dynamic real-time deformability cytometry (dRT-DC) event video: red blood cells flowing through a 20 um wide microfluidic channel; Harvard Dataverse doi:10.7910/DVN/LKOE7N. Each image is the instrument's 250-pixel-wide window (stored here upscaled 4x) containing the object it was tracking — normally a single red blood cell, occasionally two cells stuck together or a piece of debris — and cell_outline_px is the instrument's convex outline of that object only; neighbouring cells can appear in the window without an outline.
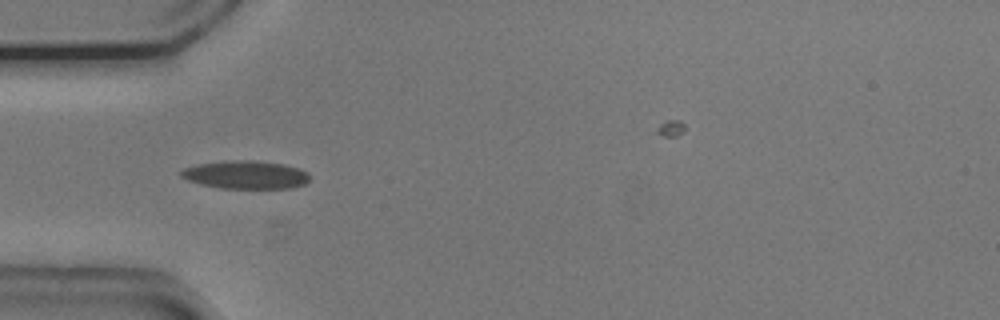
{"species": "common noctule bat (a hibernating species)", "species_latin": "Nyctalus noctula", "temperature_condition": "cold", "stored_images_in_passage": 38, "camera_frame_rate_fps": 3000, "um_per_image_px": 0.085, "animal": {"sex": "male", "body_mass_g": 20.5, "forearm_length_mm": 52.5}, "frame": {"image": 1, "passage_image": 6, "time_ms": 1.667, "image_size_px": [1000, 320], "cell_outline_px": [[308, 180], [304, 184], [292, 188], [220, 188], [200, 184], [188, 180], [180, 176], [180, 172], [184, 168], [196, 164], [224, 160], [252, 160], [284, 164], [300, 168], [308, 172]], "centroid_in_image_um": [20.87, 14.84], "position_along_channel_um": 64.1, "area_um2": 21.21}, "authors_computed_cell_mechanics": {"area_um2": 19.5942, "velocity_mm_per_s": 3.7547, "shape_relaxation_time_tau1_ms": 3.1681, "shape_relaxation_time_tau2_ms": 3.7458, "deformation_change_tau1": 0.138, "deformation_change_tau2": 0.1031}}